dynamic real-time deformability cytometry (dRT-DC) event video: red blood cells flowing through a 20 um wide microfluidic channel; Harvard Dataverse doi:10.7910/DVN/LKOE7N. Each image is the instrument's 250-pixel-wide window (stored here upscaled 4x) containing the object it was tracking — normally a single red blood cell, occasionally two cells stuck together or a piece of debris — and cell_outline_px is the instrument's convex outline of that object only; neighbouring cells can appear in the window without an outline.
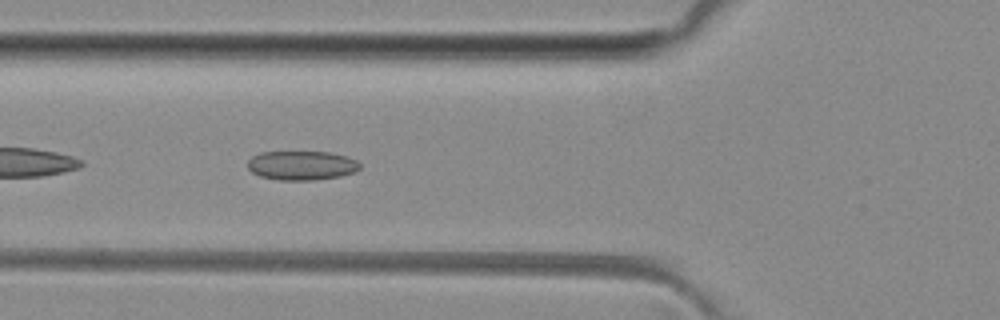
{"species": "common noctule bat (a hibernating species)", "species_latin": "Nyctalus noctula", "temperature_condition": "room temperature", "stored_images_in_passage": 45, "camera_frame_rate_fps": 3000, "um_per_image_px": 0.085, "animal": {"sex": "female", "body_mass_g": 29.2, "forearm_length_mm": 56.3}, "frame": {"image": 1, "passage_image": 13, "time_ms": 4.0, "image_size_px": [1000, 320], "cell_outline_px": [[360, 168], [352, 172], [340, 176], [312, 180], [280, 180], [260, 176], [252, 172], [248, 168], [248, 160], [252, 156], [260, 152], [328, 152], [348, 156], [356, 160], [360, 164]], "centroid_in_image_um": [25.63, 14.05], "position_along_channel_um": 100.2, "area_um2": 19.02}}
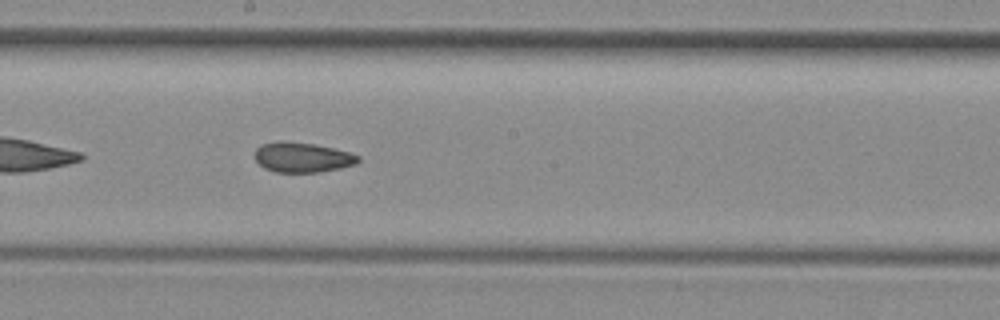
{"frame": {"image": 2, "passage_image": 22, "time_ms": 7.0, "image_size_px": [1000, 320], "cell_outline_px": [[360, 160], [356, 164], [340, 168], [316, 172], [276, 172], [264, 168], [256, 160], [256, 148], [260, 144], [276, 140], [284, 140], [316, 144], [348, 152], [360, 156]], "centroid_in_image_um": [25.68, 13.35], "position_along_channel_um": 222.5, "area_um2": 18.15}}
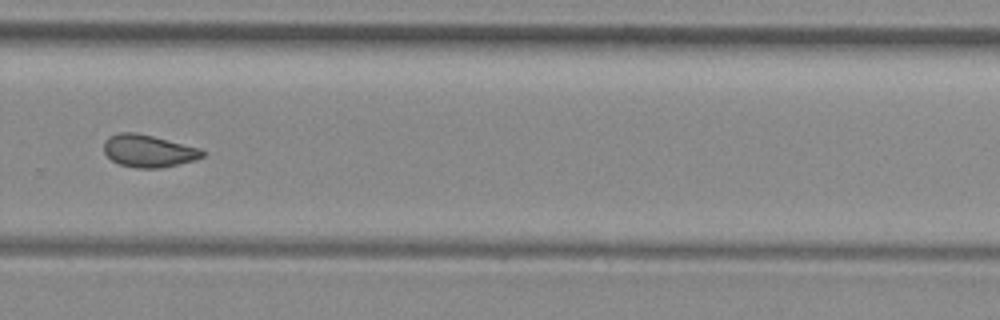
{"frame": {"image": 3, "passage_image": 29, "time_ms": 9.333, "image_size_px": [1000, 320], "cell_outline_px": [[204, 156], [196, 160], [160, 168], [136, 168], [120, 164], [112, 160], [104, 152], [104, 140], [108, 136], [120, 132], [136, 132], [200, 148], [204, 152]], "centroid_in_image_um": [12.6, 12.83], "position_along_channel_um": 317.2, "area_um2": 18.55}, "authors_computed_cell_mechanics": {"area_um2": 18.6694, "velocity_mm_per_s": 4.0764, "shape_relaxation_time_tau1_ms": null, "shape_relaxation_time_tau2_ms": 3.3218, "deformation_change_tau1": null, "deformation_change_tau2": 0.0725}}